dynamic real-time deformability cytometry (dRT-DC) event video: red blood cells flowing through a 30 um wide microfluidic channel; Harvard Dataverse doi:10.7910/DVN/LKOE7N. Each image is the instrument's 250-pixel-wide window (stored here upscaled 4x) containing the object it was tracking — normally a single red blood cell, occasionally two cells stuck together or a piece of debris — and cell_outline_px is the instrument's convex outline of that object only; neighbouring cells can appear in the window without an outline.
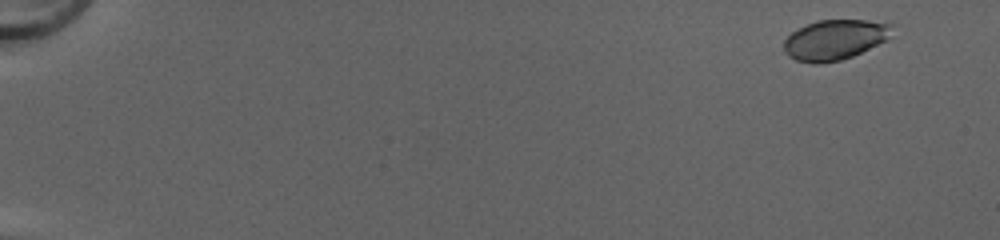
{"species": "common noctule bat (a hibernating species)", "species_latin": "Nyctalus noctula", "temperature_condition": "cold", "stored_images_in_passage": 51, "camera_frame_rate_fps": 3000, "um_per_image_px": 0.085, "animal": {"sex": "female", "body_mass_g": 20.0, "forearm_length_mm": 54.0}, "frame": {"image": 1, "passage_image": 4, "time_ms": 1.0, "image_size_px": [1000, 240], "cell_outline_px": [[892, 36], [888, 40], [852, 56], [840, 60], [820, 64], [812, 64], [796, 60], [788, 56], [784, 52], [784, 40], [792, 32], [816, 20], [868, 20], [892, 24]], "centroid_in_image_um": [70.97, 3.38], "position_along_channel_um": 14.0, "area_um2": 25.43}}
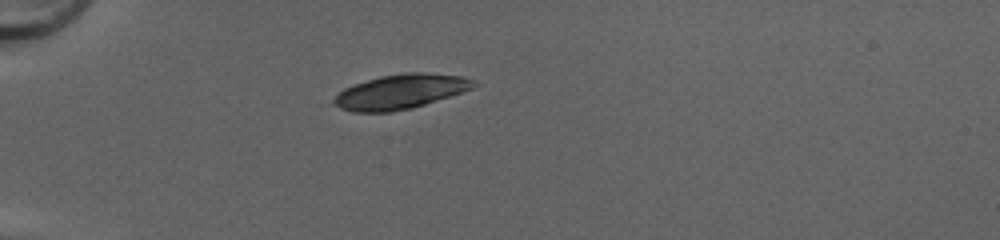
{"frame": {"image": 2, "passage_image": 17, "time_ms": 5.333, "image_size_px": [1000, 240], "cell_outline_px": [[480, 84], [472, 88], [412, 108], [392, 112], [352, 112], [340, 108], [332, 104], [328, 100], [344, 88], [380, 76], [404, 72], [424, 72], [460, 76], [472, 80]], "centroid_in_image_um": [33.96, 7.8], "position_along_channel_um": 51.0, "area_um2": 28.15}}
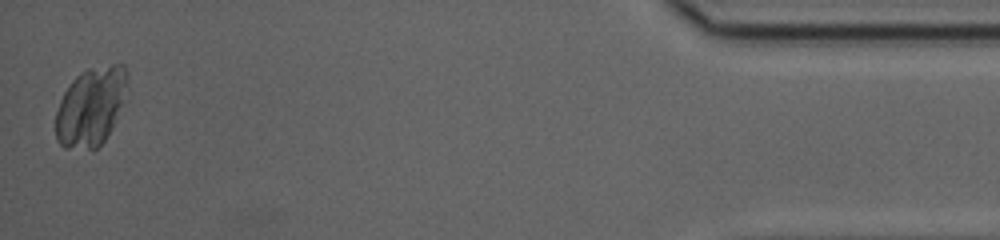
{"frame": {"image": 3, "passage_image": 51, "time_ms": 16.667, "image_size_px": [1000, 240], "cell_outline_px": [[128, 76], [116, 120], [112, 128], [104, 140], [92, 152], [64, 148], [56, 140], [56, 112], [60, 100], [64, 92], [72, 80], [80, 72], [88, 68], [112, 64], [124, 64], [128, 72]], "centroid_in_image_um": [7.69, 9.09], "position_along_channel_um": 427.5, "area_um2": 32.95}}